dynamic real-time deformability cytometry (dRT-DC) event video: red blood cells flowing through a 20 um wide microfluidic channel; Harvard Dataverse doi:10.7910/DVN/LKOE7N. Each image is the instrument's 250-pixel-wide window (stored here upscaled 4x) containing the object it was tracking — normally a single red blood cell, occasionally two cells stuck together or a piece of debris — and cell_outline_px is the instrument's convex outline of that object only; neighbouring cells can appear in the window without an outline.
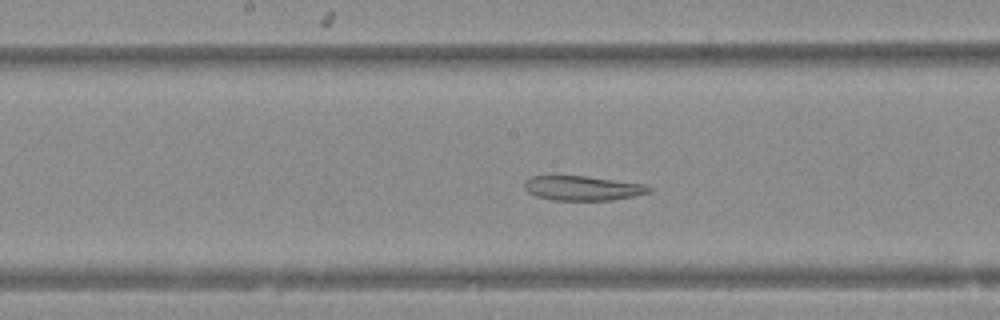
{"species": "Egyptian fruit bat (a non-hibernating species)", "species_latin": "Rousettus aegyptiacus", "temperature_condition": "warm", "stored_images_in_passage": 41, "camera_frame_rate_fps": 3000, "um_per_image_px": 0.085, "animal": {"sex": "female"}, "frame": {"image": 1, "passage_image": 17, "time_ms": 5.333, "image_size_px": [1000, 320], "cell_outline_px": [[652, 188], [648, 192], [636, 196], [612, 200], [552, 200], [536, 196], [528, 192], [524, 188], [524, 180], [528, 176], [588, 176], [644, 184]], "centroid_in_image_um": [49.49, 15.99], "position_along_channel_um": 198.7, "area_um2": 17.92}}
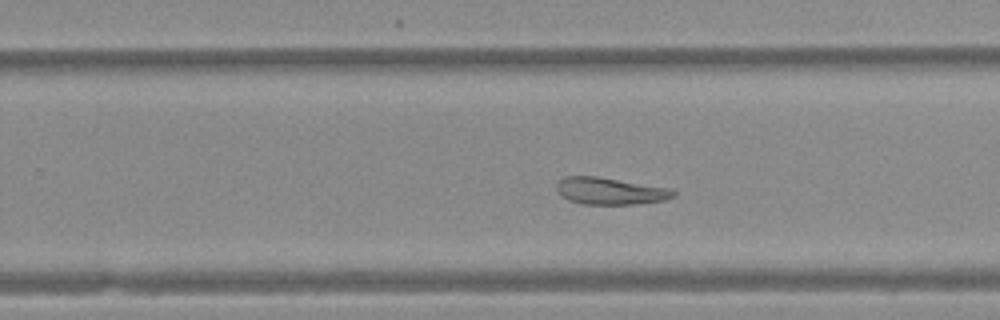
{"frame": {"image": 2, "passage_image": 23, "time_ms": 7.333, "image_size_px": [1000, 320], "cell_outline_px": [[676, 196], [664, 200], [636, 204], [580, 204], [568, 200], [560, 196], [556, 192], [556, 184], [564, 176], [596, 176], [672, 188], [676, 192]], "centroid_in_image_um": [51.85, 16.24], "position_along_channel_um": 278.0, "area_um2": 18.61}}
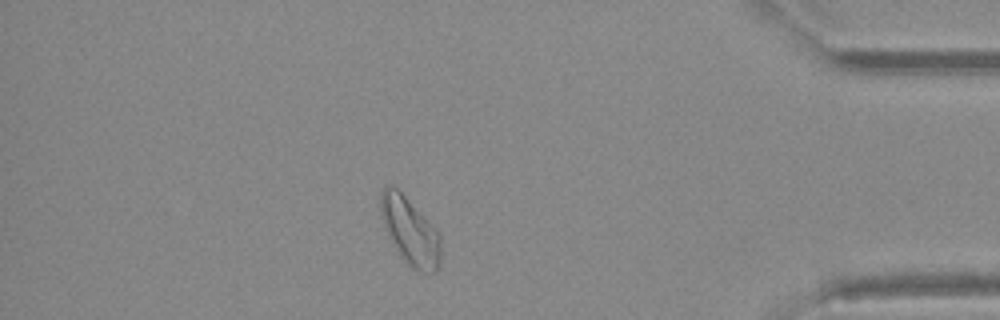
{"frame": {"image": 3, "passage_image": 35, "time_ms": 11.333, "image_size_px": [1000, 320], "cell_outline_px": [[440, 260], [436, 272], [420, 272], [412, 268], [404, 260], [388, 236], [384, 228], [380, 216], [380, 192], [384, 184], [396, 188], [436, 228], [440, 236]], "centroid_in_image_um": [34.83, 19.64], "position_along_channel_um": 400.4, "area_um2": 23.41}}